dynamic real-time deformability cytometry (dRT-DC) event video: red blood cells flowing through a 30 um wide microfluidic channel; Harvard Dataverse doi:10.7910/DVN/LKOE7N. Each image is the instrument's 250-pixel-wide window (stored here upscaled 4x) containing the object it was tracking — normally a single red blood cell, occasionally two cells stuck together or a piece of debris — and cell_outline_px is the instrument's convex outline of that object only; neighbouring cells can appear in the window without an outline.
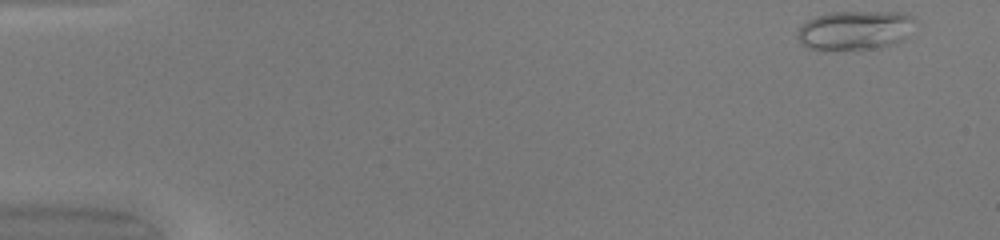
{"species": "common noctule bat (a hibernating species)", "species_latin": "Nyctalus noctula", "temperature_condition": "warm", "stored_images_in_passage": 47, "camera_frame_rate_fps": 3000, "um_per_image_px": 0.085, "animal": {"sex": "female", "body_mass_g": 20.0, "forearm_length_mm": 54.0}, "frame": {"image": 1, "passage_image": 1, "time_ms": 0.0, "image_size_px": [1000, 240], "cell_outline_px": [[916, 20], [904, 40], [880, 48], [824, 52], [808, 48], [796, 36], [796, 32], [808, 20], [816, 16], [832, 12], [900, 12], [912, 16]], "centroid_in_image_um": [72.66, 2.6], "position_along_channel_um": 12.3, "area_um2": 27.34}}
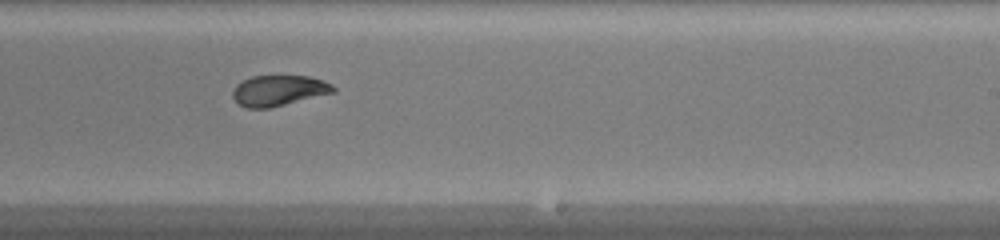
{"frame": {"image": 2, "passage_image": 29, "time_ms": 9.333, "image_size_px": [1000, 240], "cell_outline_px": [[336, 92], [268, 108], [248, 108], [240, 104], [232, 96], [232, 92], [236, 84], [252, 76], [308, 76], [324, 80], [332, 84], [336, 88]], "centroid_in_image_um": [23.72, 7.68], "position_along_channel_um": 265.3, "area_um2": 17.86}}
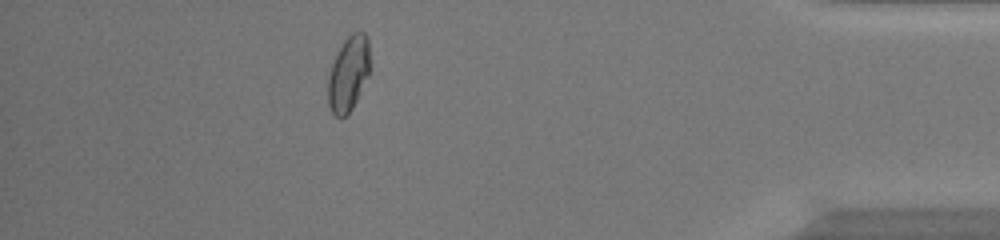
{"frame": {"image": 3, "passage_image": 42, "time_ms": 13.667, "image_size_px": [1000, 240], "cell_outline_px": [[368, 76], [352, 108], [340, 120], [332, 112], [328, 104], [328, 76], [336, 52], [344, 40], [352, 32], [364, 32], [368, 36]], "centroid_in_image_um": [29.59, 6.26], "position_along_channel_um": 405.6, "area_um2": 18.15}, "authors_computed_cell_mechanics": {"area_um2": 19.074, "velocity_mm_per_s": 4.2324, "shape_relaxation_time_tau1_ms": 4.1062, "shape_relaxation_time_tau2_ms": 1.4918, "deformation_change_tau1": 0.185, "deformation_change_tau2": 0.0641}}